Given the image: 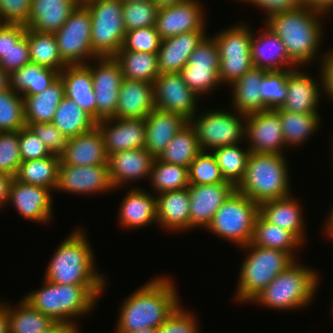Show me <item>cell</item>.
I'll return each mask as SVG.
<instances>
[{
    "mask_svg": "<svg viewBox=\"0 0 333 333\" xmlns=\"http://www.w3.org/2000/svg\"><path fill=\"white\" fill-rule=\"evenodd\" d=\"M179 297L172 277L155 276L122 302L114 333L157 329L182 303Z\"/></svg>",
    "mask_w": 333,
    "mask_h": 333,
    "instance_id": "6da1fadb",
    "label": "cell"
},
{
    "mask_svg": "<svg viewBox=\"0 0 333 333\" xmlns=\"http://www.w3.org/2000/svg\"><path fill=\"white\" fill-rule=\"evenodd\" d=\"M327 15L320 10L302 6L292 11L273 14L263 24L281 39L288 58L297 67H305L311 65L316 57L318 60L320 58V61L323 58L319 48L321 49L324 37L322 19Z\"/></svg>",
    "mask_w": 333,
    "mask_h": 333,
    "instance_id": "7a4b0ae2",
    "label": "cell"
},
{
    "mask_svg": "<svg viewBox=\"0 0 333 333\" xmlns=\"http://www.w3.org/2000/svg\"><path fill=\"white\" fill-rule=\"evenodd\" d=\"M43 280L40 288L28 292L22 298L54 322H67L76 326V318L89 315L107 289L106 285L56 284Z\"/></svg>",
    "mask_w": 333,
    "mask_h": 333,
    "instance_id": "3957f363",
    "label": "cell"
},
{
    "mask_svg": "<svg viewBox=\"0 0 333 333\" xmlns=\"http://www.w3.org/2000/svg\"><path fill=\"white\" fill-rule=\"evenodd\" d=\"M87 237L84 229L75 228L54 251L44 279L56 284L107 285L106 276L96 269Z\"/></svg>",
    "mask_w": 333,
    "mask_h": 333,
    "instance_id": "277c9868",
    "label": "cell"
},
{
    "mask_svg": "<svg viewBox=\"0 0 333 333\" xmlns=\"http://www.w3.org/2000/svg\"><path fill=\"white\" fill-rule=\"evenodd\" d=\"M295 260L251 301L274 310H298L314 300L320 287L319 272ZM318 272V273H317Z\"/></svg>",
    "mask_w": 333,
    "mask_h": 333,
    "instance_id": "5b68a950",
    "label": "cell"
},
{
    "mask_svg": "<svg viewBox=\"0 0 333 333\" xmlns=\"http://www.w3.org/2000/svg\"><path fill=\"white\" fill-rule=\"evenodd\" d=\"M286 158L282 154L251 153L236 190L259 205L292 194Z\"/></svg>",
    "mask_w": 333,
    "mask_h": 333,
    "instance_id": "8992f818",
    "label": "cell"
},
{
    "mask_svg": "<svg viewBox=\"0 0 333 333\" xmlns=\"http://www.w3.org/2000/svg\"><path fill=\"white\" fill-rule=\"evenodd\" d=\"M240 248L247 254L240 265L237 288L234 291L236 303H251L260 291L295 261L289 253L279 249L251 243Z\"/></svg>",
    "mask_w": 333,
    "mask_h": 333,
    "instance_id": "52a82bcc",
    "label": "cell"
},
{
    "mask_svg": "<svg viewBox=\"0 0 333 333\" xmlns=\"http://www.w3.org/2000/svg\"><path fill=\"white\" fill-rule=\"evenodd\" d=\"M258 215L259 204L235 190L216 211L206 231L240 248L250 243Z\"/></svg>",
    "mask_w": 333,
    "mask_h": 333,
    "instance_id": "ba28073f",
    "label": "cell"
},
{
    "mask_svg": "<svg viewBox=\"0 0 333 333\" xmlns=\"http://www.w3.org/2000/svg\"><path fill=\"white\" fill-rule=\"evenodd\" d=\"M91 16V46L97 57H113L123 46L122 0H83Z\"/></svg>",
    "mask_w": 333,
    "mask_h": 333,
    "instance_id": "9c48e42d",
    "label": "cell"
},
{
    "mask_svg": "<svg viewBox=\"0 0 333 333\" xmlns=\"http://www.w3.org/2000/svg\"><path fill=\"white\" fill-rule=\"evenodd\" d=\"M206 111L203 110L201 114L196 112L190 120L201 151L211 152L218 147L245 141L246 115L232 108L230 112L219 108Z\"/></svg>",
    "mask_w": 333,
    "mask_h": 333,
    "instance_id": "30bf717a",
    "label": "cell"
},
{
    "mask_svg": "<svg viewBox=\"0 0 333 333\" xmlns=\"http://www.w3.org/2000/svg\"><path fill=\"white\" fill-rule=\"evenodd\" d=\"M250 27L235 23L212 36L218 47L219 79L223 85L230 86L253 67L250 49L254 30Z\"/></svg>",
    "mask_w": 333,
    "mask_h": 333,
    "instance_id": "8fae6325",
    "label": "cell"
},
{
    "mask_svg": "<svg viewBox=\"0 0 333 333\" xmlns=\"http://www.w3.org/2000/svg\"><path fill=\"white\" fill-rule=\"evenodd\" d=\"M58 51L67 65L87 64L97 56L91 46V16L80 3L64 25L54 33Z\"/></svg>",
    "mask_w": 333,
    "mask_h": 333,
    "instance_id": "7c38bea8",
    "label": "cell"
},
{
    "mask_svg": "<svg viewBox=\"0 0 333 333\" xmlns=\"http://www.w3.org/2000/svg\"><path fill=\"white\" fill-rule=\"evenodd\" d=\"M91 62L92 65H91ZM92 74L97 106V122L115 117L123 74L114 57H96L86 64Z\"/></svg>",
    "mask_w": 333,
    "mask_h": 333,
    "instance_id": "4fadbf2b",
    "label": "cell"
},
{
    "mask_svg": "<svg viewBox=\"0 0 333 333\" xmlns=\"http://www.w3.org/2000/svg\"><path fill=\"white\" fill-rule=\"evenodd\" d=\"M245 140L251 153L285 155L286 143L279 114L268 109L246 115Z\"/></svg>",
    "mask_w": 333,
    "mask_h": 333,
    "instance_id": "5bb4252c",
    "label": "cell"
},
{
    "mask_svg": "<svg viewBox=\"0 0 333 333\" xmlns=\"http://www.w3.org/2000/svg\"><path fill=\"white\" fill-rule=\"evenodd\" d=\"M114 189L108 164L92 166L59 165L55 191L77 195L102 194Z\"/></svg>",
    "mask_w": 333,
    "mask_h": 333,
    "instance_id": "9a60e30c",
    "label": "cell"
},
{
    "mask_svg": "<svg viewBox=\"0 0 333 333\" xmlns=\"http://www.w3.org/2000/svg\"><path fill=\"white\" fill-rule=\"evenodd\" d=\"M155 108L177 113L188 121L198 109L196 95L182 80L179 73H160L153 82Z\"/></svg>",
    "mask_w": 333,
    "mask_h": 333,
    "instance_id": "2e32d148",
    "label": "cell"
},
{
    "mask_svg": "<svg viewBox=\"0 0 333 333\" xmlns=\"http://www.w3.org/2000/svg\"><path fill=\"white\" fill-rule=\"evenodd\" d=\"M199 0H187L158 9L156 30L161 39L191 31H207L206 16Z\"/></svg>",
    "mask_w": 333,
    "mask_h": 333,
    "instance_id": "e0dca14e",
    "label": "cell"
},
{
    "mask_svg": "<svg viewBox=\"0 0 333 333\" xmlns=\"http://www.w3.org/2000/svg\"><path fill=\"white\" fill-rule=\"evenodd\" d=\"M52 197V191L46 187L25 184L13 178L7 204L11 203L31 223L47 224L54 218Z\"/></svg>",
    "mask_w": 333,
    "mask_h": 333,
    "instance_id": "ac0fdd59",
    "label": "cell"
},
{
    "mask_svg": "<svg viewBox=\"0 0 333 333\" xmlns=\"http://www.w3.org/2000/svg\"><path fill=\"white\" fill-rule=\"evenodd\" d=\"M107 155L145 147L146 123L138 118H109L97 122Z\"/></svg>",
    "mask_w": 333,
    "mask_h": 333,
    "instance_id": "d6986e66",
    "label": "cell"
},
{
    "mask_svg": "<svg viewBox=\"0 0 333 333\" xmlns=\"http://www.w3.org/2000/svg\"><path fill=\"white\" fill-rule=\"evenodd\" d=\"M235 190L236 187L227 181L207 185H189L190 231L195 228L206 229L216 211Z\"/></svg>",
    "mask_w": 333,
    "mask_h": 333,
    "instance_id": "ffe728a7",
    "label": "cell"
},
{
    "mask_svg": "<svg viewBox=\"0 0 333 333\" xmlns=\"http://www.w3.org/2000/svg\"><path fill=\"white\" fill-rule=\"evenodd\" d=\"M301 69L304 68L288 69L287 98L281 109L294 113H319L317 108L323 91L321 72L317 82L316 78Z\"/></svg>",
    "mask_w": 333,
    "mask_h": 333,
    "instance_id": "44dd1931",
    "label": "cell"
},
{
    "mask_svg": "<svg viewBox=\"0 0 333 333\" xmlns=\"http://www.w3.org/2000/svg\"><path fill=\"white\" fill-rule=\"evenodd\" d=\"M156 158L145 148L119 151L108 155V169L115 190L129 182L149 179Z\"/></svg>",
    "mask_w": 333,
    "mask_h": 333,
    "instance_id": "7402d4cb",
    "label": "cell"
},
{
    "mask_svg": "<svg viewBox=\"0 0 333 333\" xmlns=\"http://www.w3.org/2000/svg\"><path fill=\"white\" fill-rule=\"evenodd\" d=\"M108 164L102 135L97 127L93 130L68 138L59 165L92 166Z\"/></svg>",
    "mask_w": 333,
    "mask_h": 333,
    "instance_id": "603a6c76",
    "label": "cell"
},
{
    "mask_svg": "<svg viewBox=\"0 0 333 333\" xmlns=\"http://www.w3.org/2000/svg\"><path fill=\"white\" fill-rule=\"evenodd\" d=\"M118 95L114 118L145 119L155 108L154 86L151 82L123 78Z\"/></svg>",
    "mask_w": 333,
    "mask_h": 333,
    "instance_id": "cb8c5ba5",
    "label": "cell"
},
{
    "mask_svg": "<svg viewBox=\"0 0 333 333\" xmlns=\"http://www.w3.org/2000/svg\"><path fill=\"white\" fill-rule=\"evenodd\" d=\"M292 194L261 203L259 214L269 223L292 232L303 244L306 243V224L303 207Z\"/></svg>",
    "mask_w": 333,
    "mask_h": 333,
    "instance_id": "d4e9b609",
    "label": "cell"
},
{
    "mask_svg": "<svg viewBox=\"0 0 333 333\" xmlns=\"http://www.w3.org/2000/svg\"><path fill=\"white\" fill-rule=\"evenodd\" d=\"M138 187L131 188L122 198L118 211V223L123 229H138L157 224L156 195Z\"/></svg>",
    "mask_w": 333,
    "mask_h": 333,
    "instance_id": "484cf974",
    "label": "cell"
},
{
    "mask_svg": "<svg viewBox=\"0 0 333 333\" xmlns=\"http://www.w3.org/2000/svg\"><path fill=\"white\" fill-rule=\"evenodd\" d=\"M156 221L170 232L190 231V197L188 187L156 195Z\"/></svg>",
    "mask_w": 333,
    "mask_h": 333,
    "instance_id": "4316f807",
    "label": "cell"
},
{
    "mask_svg": "<svg viewBox=\"0 0 333 333\" xmlns=\"http://www.w3.org/2000/svg\"><path fill=\"white\" fill-rule=\"evenodd\" d=\"M263 32L255 35L251 41V58L254 67L267 71L294 69L297 66L288 58L281 39L266 25Z\"/></svg>",
    "mask_w": 333,
    "mask_h": 333,
    "instance_id": "83f0119b",
    "label": "cell"
},
{
    "mask_svg": "<svg viewBox=\"0 0 333 333\" xmlns=\"http://www.w3.org/2000/svg\"><path fill=\"white\" fill-rule=\"evenodd\" d=\"M206 36V31H191L162 40L157 53L160 73H179Z\"/></svg>",
    "mask_w": 333,
    "mask_h": 333,
    "instance_id": "f1b7e54d",
    "label": "cell"
},
{
    "mask_svg": "<svg viewBox=\"0 0 333 333\" xmlns=\"http://www.w3.org/2000/svg\"><path fill=\"white\" fill-rule=\"evenodd\" d=\"M189 121L177 113L154 108L145 118V149L158 158L177 132Z\"/></svg>",
    "mask_w": 333,
    "mask_h": 333,
    "instance_id": "f546056e",
    "label": "cell"
},
{
    "mask_svg": "<svg viewBox=\"0 0 333 333\" xmlns=\"http://www.w3.org/2000/svg\"><path fill=\"white\" fill-rule=\"evenodd\" d=\"M59 77L64 85L65 97L73 100L97 121L96 98L90 68L86 64L67 65Z\"/></svg>",
    "mask_w": 333,
    "mask_h": 333,
    "instance_id": "4dcf8cb0",
    "label": "cell"
},
{
    "mask_svg": "<svg viewBox=\"0 0 333 333\" xmlns=\"http://www.w3.org/2000/svg\"><path fill=\"white\" fill-rule=\"evenodd\" d=\"M80 3L79 0H32L26 28L54 34Z\"/></svg>",
    "mask_w": 333,
    "mask_h": 333,
    "instance_id": "1f68e13d",
    "label": "cell"
},
{
    "mask_svg": "<svg viewBox=\"0 0 333 333\" xmlns=\"http://www.w3.org/2000/svg\"><path fill=\"white\" fill-rule=\"evenodd\" d=\"M267 72L253 66L229 86L232 90V109L244 115L265 111L261 93L262 79Z\"/></svg>",
    "mask_w": 333,
    "mask_h": 333,
    "instance_id": "d6a6232c",
    "label": "cell"
},
{
    "mask_svg": "<svg viewBox=\"0 0 333 333\" xmlns=\"http://www.w3.org/2000/svg\"><path fill=\"white\" fill-rule=\"evenodd\" d=\"M22 97L25 122H52L57 107L65 97L64 85L59 77L41 93Z\"/></svg>",
    "mask_w": 333,
    "mask_h": 333,
    "instance_id": "836d02e7",
    "label": "cell"
},
{
    "mask_svg": "<svg viewBox=\"0 0 333 333\" xmlns=\"http://www.w3.org/2000/svg\"><path fill=\"white\" fill-rule=\"evenodd\" d=\"M274 110L279 114L284 142L288 148L304 144L319 130L322 123L319 113H294L281 108Z\"/></svg>",
    "mask_w": 333,
    "mask_h": 333,
    "instance_id": "e575fe53",
    "label": "cell"
},
{
    "mask_svg": "<svg viewBox=\"0 0 333 333\" xmlns=\"http://www.w3.org/2000/svg\"><path fill=\"white\" fill-rule=\"evenodd\" d=\"M250 243L264 248L285 251L295 260L298 258L295 251L304 245L292 232L269 223L260 214L255 221Z\"/></svg>",
    "mask_w": 333,
    "mask_h": 333,
    "instance_id": "d590c367",
    "label": "cell"
},
{
    "mask_svg": "<svg viewBox=\"0 0 333 333\" xmlns=\"http://www.w3.org/2000/svg\"><path fill=\"white\" fill-rule=\"evenodd\" d=\"M60 76L59 71L29 63L10 73L11 90L21 96L41 93Z\"/></svg>",
    "mask_w": 333,
    "mask_h": 333,
    "instance_id": "8d00e7d4",
    "label": "cell"
},
{
    "mask_svg": "<svg viewBox=\"0 0 333 333\" xmlns=\"http://www.w3.org/2000/svg\"><path fill=\"white\" fill-rule=\"evenodd\" d=\"M60 157L50 155L45 158L22 161L15 179L25 184L46 187L55 191L58 183Z\"/></svg>",
    "mask_w": 333,
    "mask_h": 333,
    "instance_id": "74e56055",
    "label": "cell"
},
{
    "mask_svg": "<svg viewBox=\"0 0 333 333\" xmlns=\"http://www.w3.org/2000/svg\"><path fill=\"white\" fill-rule=\"evenodd\" d=\"M52 123L67 138L89 132L97 125V121L92 116L66 97L57 107Z\"/></svg>",
    "mask_w": 333,
    "mask_h": 333,
    "instance_id": "f35d334b",
    "label": "cell"
},
{
    "mask_svg": "<svg viewBox=\"0 0 333 333\" xmlns=\"http://www.w3.org/2000/svg\"><path fill=\"white\" fill-rule=\"evenodd\" d=\"M113 57L121 66L123 78L153 83L160 74L157 54L119 50Z\"/></svg>",
    "mask_w": 333,
    "mask_h": 333,
    "instance_id": "ab89813d",
    "label": "cell"
},
{
    "mask_svg": "<svg viewBox=\"0 0 333 333\" xmlns=\"http://www.w3.org/2000/svg\"><path fill=\"white\" fill-rule=\"evenodd\" d=\"M200 152L196 130L189 121L177 132L158 159L189 168L190 163Z\"/></svg>",
    "mask_w": 333,
    "mask_h": 333,
    "instance_id": "60d3db41",
    "label": "cell"
},
{
    "mask_svg": "<svg viewBox=\"0 0 333 333\" xmlns=\"http://www.w3.org/2000/svg\"><path fill=\"white\" fill-rule=\"evenodd\" d=\"M29 45L31 63L61 72L67 64L62 60L53 33L38 32L29 28L25 31Z\"/></svg>",
    "mask_w": 333,
    "mask_h": 333,
    "instance_id": "b9f144b4",
    "label": "cell"
},
{
    "mask_svg": "<svg viewBox=\"0 0 333 333\" xmlns=\"http://www.w3.org/2000/svg\"><path fill=\"white\" fill-rule=\"evenodd\" d=\"M15 305L7 302L10 333H42L55 323L23 298Z\"/></svg>",
    "mask_w": 333,
    "mask_h": 333,
    "instance_id": "7bdbcfd3",
    "label": "cell"
},
{
    "mask_svg": "<svg viewBox=\"0 0 333 333\" xmlns=\"http://www.w3.org/2000/svg\"><path fill=\"white\" fill-rule=\"evenodd\" d=\"M240 144L218 147L211 151L223 178L235 187L239 185L245 175L251 154L249 148H241Z\"/></svg>",
    "mask_w": 333,
    "mask_h": 333,
    "instance_id": "ee69618b",
    "label": "cell"
},
{
    "mask_svg": "<svg viewBox=\"0 0 333 333\" xmlns=\"http://www.w3.org/2000/svg\"><path fill=\"white\" fill-rule=\"evenodd\" d=\"M155 195L187 188L189 184L188 168L182 165L154 160L148 179Z\"/></svg>",
    "mask_w": 333,
    "mask_h": 333,
    "instance_id": "f6af8a7d",
    "label": "cell"
},
{
    "mask_svg": "<svg viewBox=\"0 0 333 333\" xmlns=\"http://www.w3.org/2000/svg\"><path fill=\"white\" fill-rule=\"evenodd\" d=\"M26 27L9 24V48L0 59V66L6 72H13L31 63Z\"/></svg>",
    "mask_w": 333,
    "mask_h": 333,
    "instance_id": "bcb514c9",
    "label": "cell"
},
{
    "mask_svg": "<svg viewBox=\"0 0 333 333\" xmlns=\"http://www.w3.org/2000/svg\"><path fill=\"white\" fill-rule=\"evenodd\" d=\"M220 66H184L179 72L186 85L200 97L222 85L219 79Z\"/></svg>",
    "mask_w": 333,
    "mask_h": 333,
    "instance_id": "7dc6e473",
    "label": "cell"
},
{
    "mask_svg": "<svg viewBox=\"0 0 333 333\" xmlns=\"http://www.w3.org/2000/svg\"><path fill=\"white\" fill-rule=\"evenodd\" d=\"M25 126L23 97L12 90L0 92V132L19 131Z\"/></svg>",
    "mask_w": 333,
    "mask_h": 333,
    "instance_id": "c3c4849f",
    "label": "cell"
},
{
    "mask_svg": "<svg viewBox=\"0 0 333 333\" xmlns=\"http://www.w3.org/2000/svg\"><path fill=\"white\" fill-rule=\"evenodd\" d=\"M153 0H134L123 2V21L125 30L155 26L158 12Z\"/></svg>",
    "mask_w": 333,
    "mask_h": 333,
    "instance_id": "681fc988",
    "label": "cell"
},
{
    "mask_svg": "<svg viewBox=\"0 0 333 333\" xmlns=\"http://www.w3.org/2000/svg\"><path fill=\"white\" fill-rule=\"evenodd\" d=\"M190 185L225 183L212 152L201 151L188 168Z\"/></svg>",
    "mask_w": 333,
    "mask_h": 333,
    "instance_id": "f907efd6",
    "label": "cell"
},
{
    "mask_svg": "<svg viewBox=\"0 0 333 333\" xmlns=\"http://www.w3.org/2000/svg\"><path fill=\"white\" fill-rule=\"evenodd\" d=\"M288 69L268 71L262 79L261 98L265 110L277 109L285 103L287 98Z\"/></svg>",
    "mask_w": 333,
    "mask_h": 333,
    "instance_id": "816d5d0a",
    "label": "cell"
},
{
    "mask_svg": "<svg viewBox=\"0 0 333 333\" xmlns=\"http://www.w3.org/2000/svg\"><path fill=\"white\" fill-rule=\"evenodd\" d=\"M162 39L155 26L133 29L127 31L123 46L120 50H130L157 54Z\"/></svg>",
    "mask_w": 333,
    "mask_h": 333,
    "instance_id": "f5cc1de1",
    "label": "cell"
},
{
    "mask_svg": "<svg viewBox=\"0 0 333 333\" xmlns=\"http://www.w3.org/2000/svg\"><path fill=\"white\" fill-rule=\"evenodd\" d=\"M21 162L19 131L0 132V172L15 177Z\"/></svg>",
    "mask_w": 333,
    "mask_h": 333,
    "instance_id": "db71d44e",
    "label": "cell"
},
{
    "mask_svg": "<svg viewBox=\"0 0 333 333\" xmlns=\"http://www.w3.org/2000/svg\"><path fill=\"white\" fill-rule=\"evenodd\" d=\"M26 127L38 136L52 155L61 156L64 153L68 138L58 130L52 122H25Z\"/></svg>",
    "mask_w": 333,
    "mask_h": 333,
    "instance_id": "11a10c76",
    "label": "cell"
},
{
    "mask_svg": "<svg viewBox=\"0 0 333 333\" xmlns=\"http://www.w3.org/2000/svg\"><path fill=\"white\" fill-rule=\"evenodd\" d=\"M198 319L182 303L158 328L157 333H200Z\"/></svg>",
    "mask_w": 333,
    "mask_h": 333,
    "instance_id": "9f6ffc18",
    "label": "cell"
},
{
    "mask_svg": "<svg viewBox=\"0 0 333 333\" xmlns=\"http://www.w3.org/2000/svg\"><path fill=\"white\" fill-rule=\"evenodd\" d=\"M32 0H0V23L26 27Z\"/></svg>",
    "mask_w": 333,
    "mask_h": 333,
    "instance_id": "6f0895ef",
    "label": "cell"
},
{
    "mask_svg": "<svg viewBox=\"0 0 333 333\" xmlns=\"http://www.w3.org/2000/svg\"><path fill=\"white\" fill-rule=\"evenodd\" d=\"M185 66H220L215 39L212 36H206L191 53Z\"/></svg>",
    "mask_w": 333,
    "mask_h": 333,
    "instance_id": "680465c9",
    "label": "cell"
},
{
    "mask_svg": "<svg viewBox=\"0 0 333 333\" xmlns=\"http://www.w3.org/2000/svg\"><path fill=\"white\" fill-rule=\"evenodd\" d=\"M19 151L22 161L45 158L51 155L45 144L41 143L38 136L26 126L19 130Z\"/></svg>",
    "mask_w": 333,
    "mask_h": 333,
    "instance_id": "91938a15",
    "label": "cell"
},
{
    "mask_svg": "<svg viewBox=\"0 0 333 333\" xmlns=\"http://www.w3.org/2000/svg\"><path fill=\"white\" fill-rule=\"evenodd\" d=\"M241 1L264 10L266 14L264 20L273 14L292 11L303 6L302 0H240L238 2Z\"/></svg>",
    "mask_w": 333,
    "mask_h": 333,
    "instance_id": "94428289",
    "label": "cell"
},
{
    "mask_svg": "<svg viewBox=\"0 0 333 333\" xmlns=\"http://www.w3.org/2000/svg\"><path fill=\"white\" fill-rule=\"evenodd\" d=\"M318 63L320 64L318 71L322 75V94L333 100V47L329 51H324L323 58Z\"/></svg>",
    "mask_w": 333,
    "mask_h": 333,
    "instance_id": "6125c7cd",
    "label": "cell"
},
{
    "mask_svg": "<svg viewBox=\"0 0 333 333\" xmlns=\"http://www.w3.org/2000/svg\"><path fill=\"white\" fill-rule=\"evenodd\" d=\"M14 177L0 172V209L8 205L9 188Z\"/></svg>",
    "mask_w": 333,
    "mask_h": 333,
    "instance_id": "be15d7a7",
    "label": "cell"
},
{
    "mask_svg": "<svg viewBox=\"0 0 333 333\" xmlns=\"http://www.w3.org/2000/svg\"><path fill=\"white\" fill-rule=\"evenodd\" d=\"M302 4L326 14L333 12V0H302Z\"/></svg>",
    "mask_w": 333,
    "mask_h": 333,
    "instance_id": "e7e4bbea",
    "label": "cell"
},
{
    "mask_svg": "<svg viewBox=\"0 0 333 333\" xmlns=\"http://www.w3.org/2000/svg\"><path fill=\"white\" fill-rule=\"evenodd\" d=\"M78 326L67 322H55L45 332L42 333H81Z\"/></svg>",
    "mask_w": 333,
    "mask_h": 333,
    "instance_id": "03108f58",
    "label": "cell"
},
{
    "mask_svg": "<svg viewBox=\"0 0 333 333\" xmlns=\"http://www.w3.org/2000/svg\"><path fill=\"white\" fill-rule=\"evenodd\" d=\"M9 48V24L0 26V59L5 55Z\"/></svg>",
    "mask_w": 333,
    "mask_h": 333,
    "instance_id": "003e7915",
    "label": "cell"
},
{
    "mask_svg": "<svg viewBox=\"0 0 333 333\" xmlns=\"http://www.w3.org/2000/svg\"><path fill=\"white\" fill-rule=\"evenodd\" d=\"M0 333H10L9 319L7 313V301L5 303L0 301Z\"/></svg>",
    "mask_w": 333,
    "mask_h": 333,
    "instance_id": "a7ac6f4b",
    "label": "cell"
},
{
    "mask_svg": "<svg viewBox=\"0 0 333 333\" xmlns=\"http://www.w3.org/2000/svg\"><path fill=\"white\" fill-rule=\"evenodd\" d=\"M333 205V204H332ZM324 224L323 234L333 241V206L330 208Z\"/></svg>",
    "mask_w": 333,
    "mask_h": 333,
    "instance_id": "89a4df30",
    "label": "cell"
},
{
    "mask_svg": "<svg viewBox=\"0 0 333 333\" xmlns=\"http://www.w3.org/2000/svg\"><path fill=\"white\" fill-rule=\"evenodd\" d=\"M11 90L10 73L0 66V92Z\"/></svg>",
    "mask_w": 333,
    "mask_h": 333,
    "instance_id": "2644e50d",
    "label": "cell"
},
{
    "mask_svg": "<svg viewBox=\"0 0 333 333\" xmlns=\"http://www.w3.org/2000/svg\"><path fill=\"white\" fill-rule=\"evenodd\" d=\"M185 1L187 0H153V2L157 5L158 8L173 6L175 4Z\"/></svg>",
    "mask_w": 333,
    "mask_h": 333,
    "instance_id": "8c879c8a",
    "label": "cell"
},
{
    "mask_svg": "<svg viewBox=\"0 0 333 333\" xmlns=\"http://www.w3.org/2000/svg\"><path fill=\"white\" fill-rule=\"evenodd\" d=\"M133 333H157V329H153V328H141L138 331H135Z\"/></svg>",
    "mask_w": 333,
    "mask_h": 333,
    "instance_id": "753ad0ef",
    "label": "cell"
},
{
    "mask_svg": "<svg viewBox=\"0 0 333 333\" xmlns=\"http://www.w3.org/2000/svg\"><path fill=\"white\" fill-rule=\"evenodd\" d=\"M332 310V311H331ZM330 312H332V316H333V302L331 303V309H330Z\"/></svg>",
    "mask_w": 333,
    "mask_h": 333,
    "instance_id": "34e18365",
    "label": "cell"
},
{
    "mask_svg": "<svg viewBox=\"0 0 333 333\" xmlns=\"http://www.w3.org/2000/svg\"><path fill=\"white\" fill-rule=\"evenodd\" d=\"M123 2L134 1V0H122Z\"/></svg>",
    "mask_w": 333,
    "mask_h": 333,
    "instance_id": "11e5206c",
    "label": "cell"
}]
</instances>
